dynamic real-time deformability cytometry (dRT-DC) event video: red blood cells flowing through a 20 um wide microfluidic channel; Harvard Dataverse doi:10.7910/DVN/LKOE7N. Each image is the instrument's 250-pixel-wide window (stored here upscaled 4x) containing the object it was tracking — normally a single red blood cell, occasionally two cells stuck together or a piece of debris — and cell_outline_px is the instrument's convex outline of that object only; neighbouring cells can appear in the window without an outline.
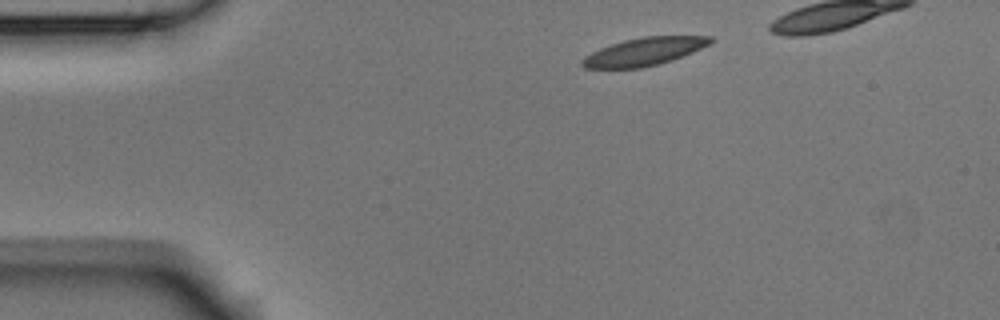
{"species": "Egyptian fruit bat (a non-hibernating species)", "species_latin": "Rousettus aegyptiacus", "temperature_condition": "room temperature", "stored_images_in_passage": 4, "camera_frame_rate_fps": 3000, "um_per_image_px": 0.085, "animal": {"sex": "male"}, "frame": {"image": 1, "passage_image": 1, "time_ms": 0.0, "image_size_px": [1000, 320], "cell_outline_px": [[716, 40], [692, 52], [672, 60], [640, 68], [584, 68], [580, 64], [580, 60], [584, 56], [600, 48], [624, 40], [644, 36], [712, 36]], "centroid_in_image_um": [54.72, 4.38], "position_along_channel_um": 30.3, "area_um2": 20.69}}